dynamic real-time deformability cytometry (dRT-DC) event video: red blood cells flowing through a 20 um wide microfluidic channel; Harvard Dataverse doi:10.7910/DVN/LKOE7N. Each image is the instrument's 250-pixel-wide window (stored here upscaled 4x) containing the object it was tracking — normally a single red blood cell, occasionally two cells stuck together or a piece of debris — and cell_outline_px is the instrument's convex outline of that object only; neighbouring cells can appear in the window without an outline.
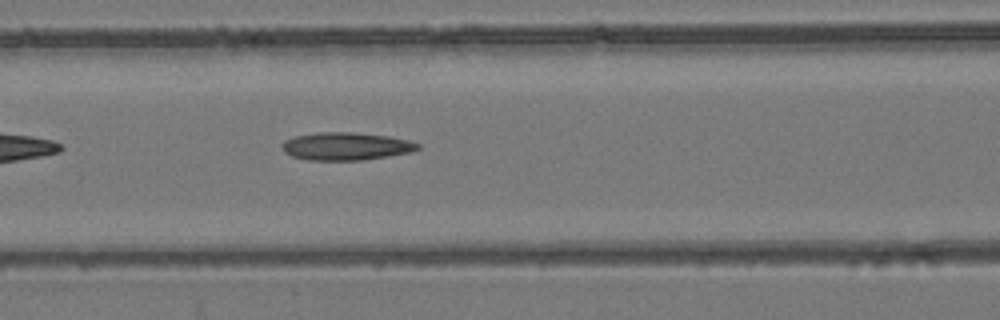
{"species": "common noctule bat (a hibernating species)", "species_latin": "Nyctalus noctula", "temperature_condition": "room temperature", "stored_images_in_passage": 37, "camera_frame_rate_fps": 3000, "um_per_image_px": 0.085, "animal": {"sex": "female", "body_mass_g": 24.6, "forearm_length_mm": 56.2}, "frame": {"image": 1, "passage_image": 6, "time_ms": 1.667, "image_size_px": [1000, 320], "cell_outline_px": [[420, 148], [412, 152], [388, 156], [360, 160], [308, 160], [292, 156], [284, 152], [280, 144], [284, 140], [296, 136], [316, 132], [352, 132], [388, 136], [408, 140], [420, 144]], "centroid_in_image_um": [29.39, 12.43], "position_along_channel_um": 137.2, "area_um2": 22.02}}
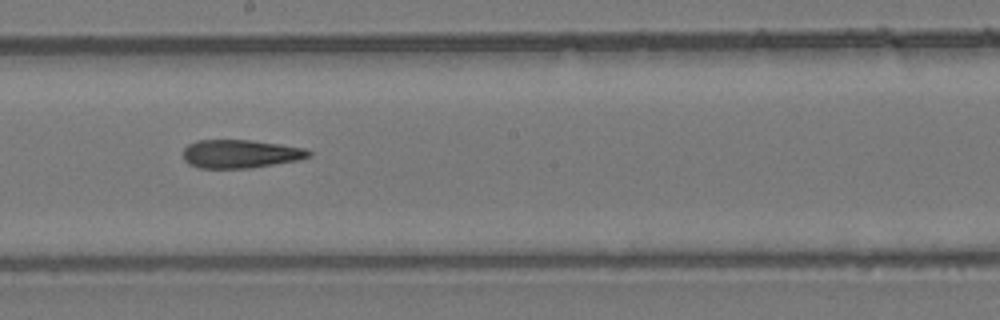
{"frame": {"image": 2, "passage_image": 13, "time_ms": 4.0, "image_size_px": [1000, 320], "cell_outline_px": [[312, 156], [300, 160], [248, 168], [200, 168], [188, 164], [184, 160], [184, 148], [188, 144], [196, 140], [248, 140], [280, 144], [304, 148], [312, 152]], "centroid_in_image_um": [20.44, 13.08], "position_along_channel_um": 227.8, "area_um2": 20.81}}
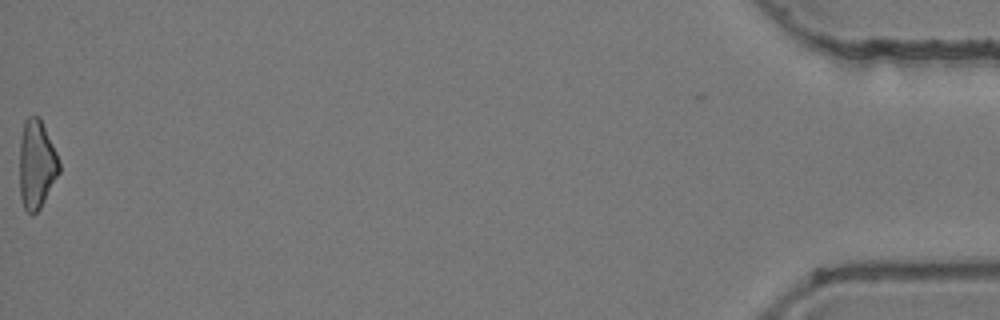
{"frame": {"image": 3, "passage_image": 37, "time_ms": 12.0, "image_size_px": [1000, 320], "cell_outline_px": [[60, 172], [40, 208], [32, 216], [24, 208], [20, 196], [20, 140], [24, 120], [28, 116], [40, 116], [56, 152], [60, 164]], "centroid_in_image_um": [3.11, 13.96], "position_along_channel_um": 432.1, "area_um2": 20.52}, "authors_computed_cell_mechanics": {"area_um2": 20.9814, "velocity_mm_per_s": 3.8841, "shape_relaxation_time_tau1_ms": null, "shape_relaxation_time_tau2_ms": 5.5886, "deformation_change_tau1": null, "deformation_change_tau2": 0.1944}}